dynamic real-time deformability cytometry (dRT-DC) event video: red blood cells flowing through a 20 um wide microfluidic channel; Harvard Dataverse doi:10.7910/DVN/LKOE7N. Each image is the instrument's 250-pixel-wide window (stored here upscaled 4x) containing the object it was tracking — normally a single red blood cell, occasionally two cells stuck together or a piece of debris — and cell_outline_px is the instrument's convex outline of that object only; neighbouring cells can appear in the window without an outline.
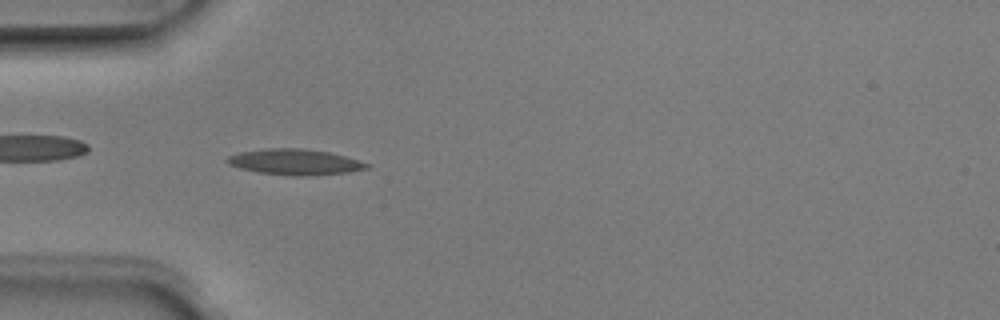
{"species": "Egyptian fruit bat (a non-hibernating species)", "species_latin": "Rousettus aegyptiacus", "temperature_condition": "room temperature", "stored_images_in_passage": 4, "camera_frame_rate_fps": 3000, "um_per_image_px": 0.085, "animal": {"sex": "male"}, "frame": {"image": 1, "passage_image": 3, "time_ms": 0.667, "image_size_px": [1000, 320], "cell_outline_px": [[372, 164], [368, 168], [348, 172], [308, 176], [292, 176], [256, 172], [240, 168], [228, 164], [224, 160], [228, 156], [240, 152], [268, 148], [300, 148], [328, 152], [344, 156]], "centroid_in_image_um": [25.05, 13.77], "position_along_channel_um": 60.0, "area_um2": 20.98}}
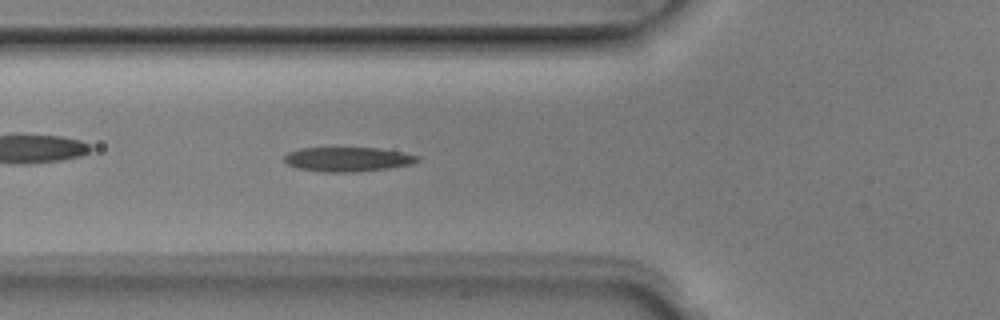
{"frame": {"image": 2, "passage_image": 4, "time_ms": 1.0, "image_size_px": [1000, 320], "cell_outline_px": [[420, 160], [412, 164], [388, 168], [356, 172], [320, 172], [296, 168], [288, 164], [284, 160], [284, 156], [288, 152], [300, 148], [380, 148], [404, 152], [420, 156]], "centroid_in_image_um": [29.57, 13.54], "position_along_channel_um": 96.2, "area_um2": 19.13}}